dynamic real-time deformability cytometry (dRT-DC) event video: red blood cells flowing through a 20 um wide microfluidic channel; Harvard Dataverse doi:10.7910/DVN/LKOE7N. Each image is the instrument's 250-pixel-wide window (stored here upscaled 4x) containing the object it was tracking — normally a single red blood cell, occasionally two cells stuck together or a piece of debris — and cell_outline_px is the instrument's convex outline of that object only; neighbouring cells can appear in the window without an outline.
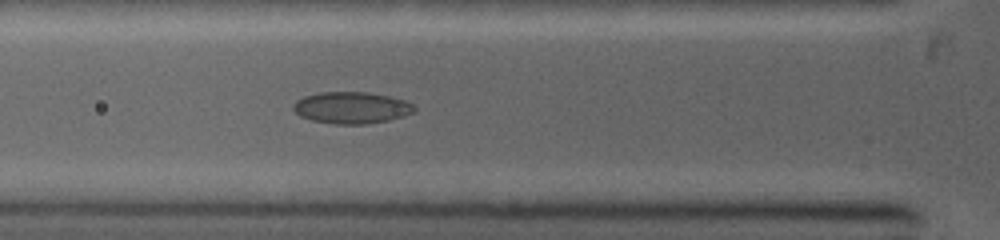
{"species": "common noctule bat (a hibernating species)", "species_latin": "Nyctalus noctula", "temperature_condition": "warm", "stored_images_in_passage": 33, "camera_frame_rate_fps": 5000, "um_per_image_px": 0.085, "animal": {"sex": "female", "body_mass_g": 19.0, "forearm_length_mm": 53.3}, "frame": {"image": 1, "passage_image": 18, "time_ms": 3.4, "image_size_px": [1000, 240], "cell_outline_px": [[416, 108], [412, 112], [404, 116], [388, 120], [364, 124], [336, 124], [312, 120], [300, 116], [292, 108], [292, 104], [296, 100], [304, 96], [320, 92], [368, 92], [388, 96], [404, 100], [412, 104]], "centroid_in_image_um": [29.85, 9.15], "position_along_channel_um": 96.0, "area_um2": 22.25}}
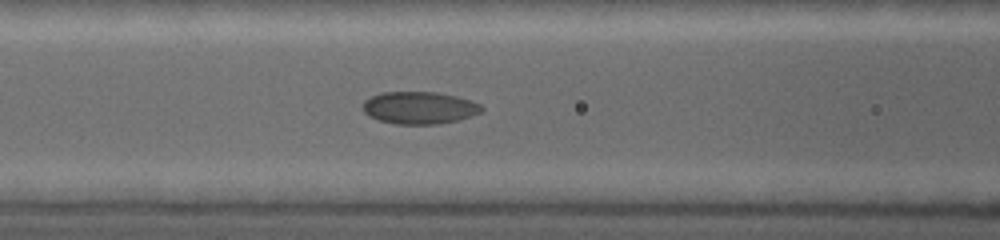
{"frame": {"image": 2, "passage_image": 25, "time_ms": 4.2, "image_size_px": [1000, 240], "cell_outline_px": [[484, 108], [480, 112], [460, 120], [440, 124], [396, 124], [376, 120], [368, 116], [364, 112], [364, 100], [380, 92], [436, 92], [456, 96], [480, 104]], "centroid_in_image_um": [35.62, 9.17], "position_along_channel_um": 131.0, "area_um2": 22.43}}
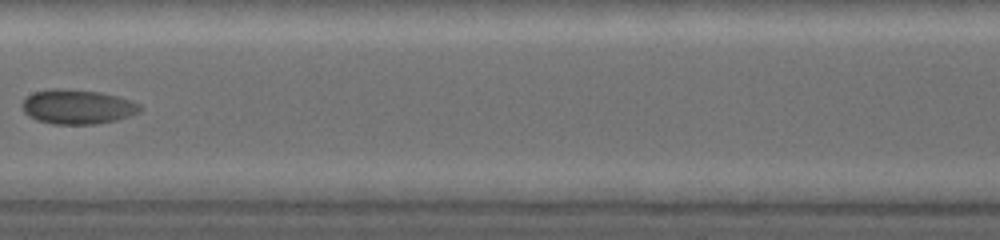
{"frame": {"image": 3, "passage_image": 32, "time_ms": 5.8, "image_size_px": [1000, 240], "cell_outline_px": [[144, 108], [140, 112], [116, 120], [96, 124], [52, 124], [36, 120], [28, 116], [24, 112], [20, 104], [32, 92], [56, 88], [100, 92], [116, 96], [140, 104]], "centroid_in_image_um": [6.56, 9.09], "position_along_channel_um": 200.8, "area_um2": 23.7}}